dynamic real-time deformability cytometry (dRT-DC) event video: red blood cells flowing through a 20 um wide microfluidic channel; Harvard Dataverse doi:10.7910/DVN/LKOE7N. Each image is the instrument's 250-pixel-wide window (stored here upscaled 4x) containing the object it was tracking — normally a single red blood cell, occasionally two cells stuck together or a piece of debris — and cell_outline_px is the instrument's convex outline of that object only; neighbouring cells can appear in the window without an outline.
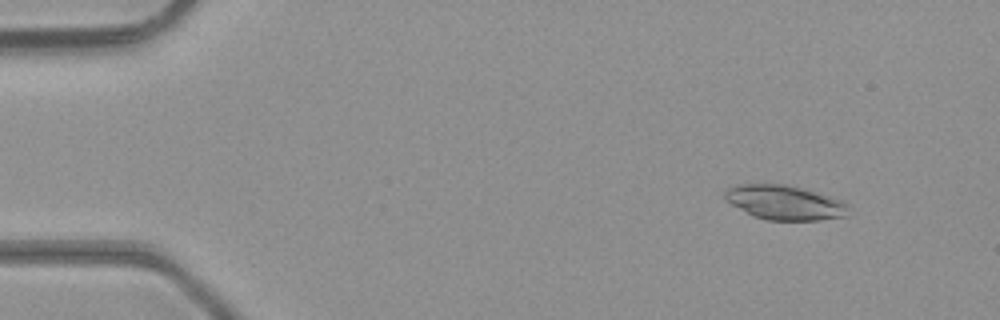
{"species": "common noctule bat (a hibernating species)", "species_latin": "Nyctalus noctula", "temperature_condition": "room temperature", "stored_images_in_passage": 5, "camera_frame_rate_fps": 3000, "um_per_image_px": 0.085, "animal": {"sex": "male", "body_mass_g": 23.1, "forearm_length_mm": 52.7}, "frame": {"image": 1, "passage_image": 2, "time_ms": 0.333, "image_size_px": [1000, 320], "cell_outline_px": [[848, 208], [844, 216], [820, 220], [764, 220], [752, 216], [724, 200], [724, 192], [728, 188], [740, 184], [784, 184], [800, 188], [844, 200], [848, 204]], "centroid_in_image_um": [66.66, 17.22], "position_along_channel_um": 18.3, "area_um2": 24.8}}